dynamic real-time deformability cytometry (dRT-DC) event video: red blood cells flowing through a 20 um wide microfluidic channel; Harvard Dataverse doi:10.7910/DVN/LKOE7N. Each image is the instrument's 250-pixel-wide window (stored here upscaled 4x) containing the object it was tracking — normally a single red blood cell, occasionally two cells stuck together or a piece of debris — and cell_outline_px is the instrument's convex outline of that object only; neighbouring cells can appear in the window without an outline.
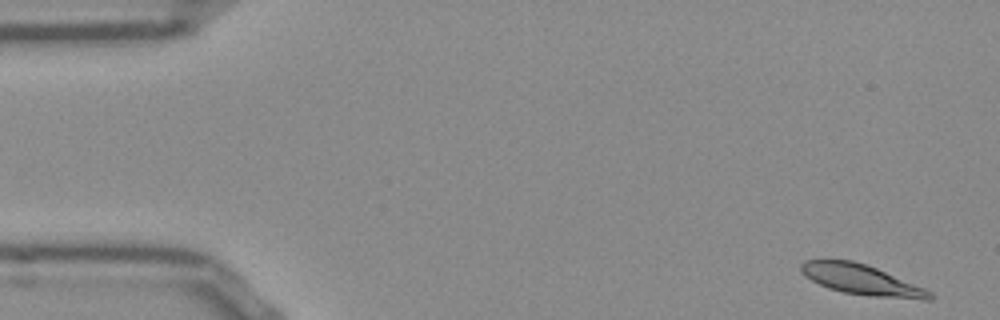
{"species": "Egyptian fruit bat (a non-hibernating species)", "species_latin": "Rousettus aegyptiacus", "temperature_condition": "room temperature", "stored_images_in_passage": 52, "camera_frame_rate_fps": 3000, "um_per_image_px": 0.085, "frame": {"image": 1, "passage_image": 1, "time_ms": 0.0, "image_size_px": [1000, 320], "cell_outline_px": [[932, 300], [924, 300], [868, 296], [844, 292], [828, 288], [804, 276], [800, 272], [800, 264], [804, 260], [852, 260], [868, 264], [924, 288], [932, 292]], "centroid_in_image_um": [73.22, 23.78], "position_along_channel_um": 11.8, "area_um2": 22.77}}
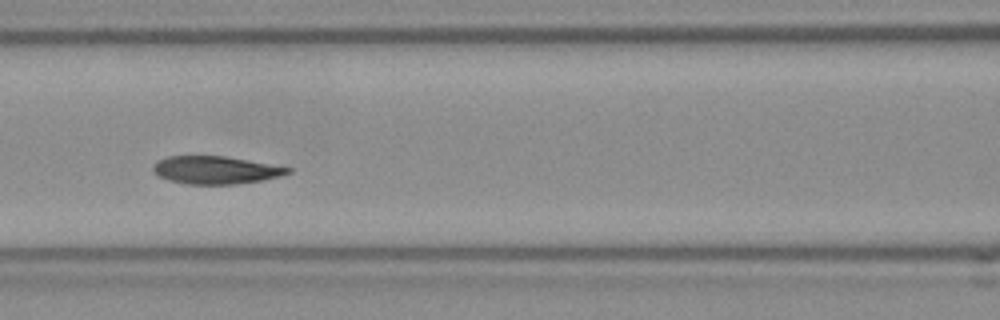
{"frame": {"image": 2, "passage_image": 21, "time_ms": 6.667, "image_size_px": [1000, 320], "cell_outline_px": [[292, 172], [280, 176], [264, 180], [236, 184], [188, 184], [168, 180], [156, 176], [152, 172], [152, 164], [156, 160], [168, 156], [224, 156], [292, 168]], "centroid_in_image_um": [18.26, 14.45], "position_along_channel_um": 148.3, "area_um2": 21.96}}
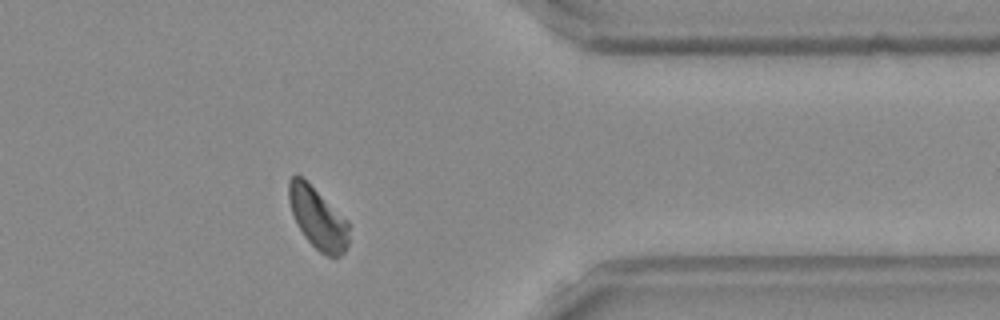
{"frame": {"image": 3, "passage_image": 41, "time_ms": 13.333, "image_size_px": [1000, 320], "cell_outline_px": [[348, 244], [344, 252], [340, 256], [328, 256], [320, 252], [304, 236], [292, 212], [288, 200], [288, 180], [292, 176], [300, 176], [348, 220]], "centroid_in_image_um": [27.01, 18.56], "position_along_channel_um": 384.4, "area_um2": 20.98}, "authors_computed_cell_mechanics": {"area_um2": 22.7154, "velocity_mm_per_s": 3.7975, "shape_relaxation_time_tau1_ms": 3.2181, "shape_relaxation_time_tau2_ms": 2.0713, "deformation_change_tau1": 0.1455, "deformation_change_tau2": 0.0537}}